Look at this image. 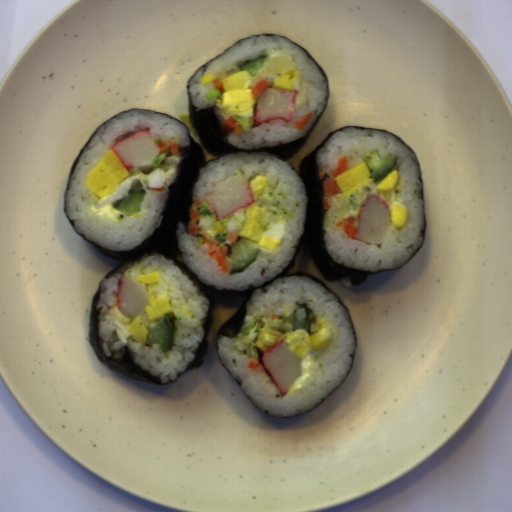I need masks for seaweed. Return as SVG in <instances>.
I'll return each mask as SVG.
<instances>
[{"label":"seaweed","mask_w":512,"mask_h":512,"mask_svg":"<svg viewBox=\"0 0 512 512\" xmlns=\"http://www.w3.org/2000/svg\"><path fill=\"white\" fill-rule=\"evenodd\" d=\"M189 137L190 145L180 147L178 150L183 159L177 163L176 175L173 183L168 185L166 202L159 214V216H162L161 223L158 228L153 229L151 235L145 238L133 249L108 250L95 241L88 239L83 233L77 232L83 240L95 247L101 255L120 261L115 268L104 275L103 278L105 279L133 261L139 260L143 254L151 255L153 253H157L163 255L165 260L172 259L174 266L182 270L183 274H188L194 285H198L199 293H203L208 298L210 306L205 324H201L205 330L203 341L202 343H199L197 350L192 351L195 353L196 357H194L193 362L188 364L186 371L189 369L202 368L209 354L210 344L207 337L214 325L215 299L244 298L240 308L235 312V314L230 319L222 323L218 328L216 333V343L218 339H221L222 337L234 339L238 336L244 323V318L247 316V303L251 300L253 293L256 290H261L264 294L267 293L268 291L265 288L274 283L277 278L308 277L312 279L323 286L328 292L333 293L337 297L339 304L350 315L348 308L340 297L318 277L311 273H303L300 271L289 273L290 270H294L301 250L302 238L293 258L286 267L275 276L274 279L265 281L261 287H254V285L251 284L248 286L247 290H226L224 288L219 290L216 289L215 285H204L196 274H194L184 263H181V261L178 260L181 253L177 235V224L178 222L184 224L187 232L186 226L189 222H192L190 209L193 202V188L198 182L200 169L206 168L207 165L206 155L202 146L199 142L194 140L192 135L189 134Z\"/></svg>","instance_id":"seaweed-1"},{"label":"seaweed","mask_w":512,"mask_h":512,"mask_svg":"<svg viewBox=\"0 0 512 512\" xmlns=\"http://www.w3.org/2000/svg\"><path fill=\"white\" fill-rule=\"evenodd\" d=\"M351 126H344L329 134L299 162L298 174L303 179L308 197L306 203V222L304 226L303 240L312 258V261L327 283H340L348 278L349 283L361 286L375 274L383 273L385 269L378 271H359L346 269L344 263L338 264L327 252L324 240L325 198L324 182L330 178V174H324L320 179L318 152L325 148L330 137L339 131H344Z\"/></svg>","instance_id":"seaweed-2"},{"label":"seaweed","mask_w":512,"mask_h":512,"mask_svg":"<svg viewBox=\"0 0 512 512\" xmlns=\"http://www.w3.org/2000/svg\"><path fill=\"white\" fill-rule=\"evenodd\" d=\"M187 104H188V119L192 127L197 131L198 138L209 155L221 157L226 154L232 153H268L269 155H276L281 161L287 162L299 151H301L308 142L312 132L320 123L325 110L317 116L314 125L310 130H306L304 137L289 143L283 144L279 142L274 147L261 146L259 148L242 149L236 147L228 142V136L233 130H226L221 124L218 113H215L214 106L202 108L199 111V106H194L192 102V94L190 92V84L187 83Z\"/></svg>","instance_id":"seaweed-3"},{"label":"seaweed","mask_w":512,"mask_h":512,"mask_svg":"<svg viewBox=\"0 0 512 512\" xmlns=\"http://www.w3.org/2000/svg\"><path fill=\"white\" fill-rule=\"evenodd\" d=\"M107 288L101 287L99 284L92 296L89 305V317H88V334L89 343L93 348L97 358L103 363L109 370H115L129 379H134L139 382H145L151 385H168L169 383L178 382V378L172 381L170 378L167 383H162L159 376H153L149 371H145L141 368L140 364H136L132 359L128 347L124 346V353L120 359H113L114 355L107 357L103 349L102 343L105 342L99 337V322L100 314L103 310V305L97 310V304H99L101 294L106 293Z\"/></svg>","instance_id":"seaweed-4"}]
</instances>
